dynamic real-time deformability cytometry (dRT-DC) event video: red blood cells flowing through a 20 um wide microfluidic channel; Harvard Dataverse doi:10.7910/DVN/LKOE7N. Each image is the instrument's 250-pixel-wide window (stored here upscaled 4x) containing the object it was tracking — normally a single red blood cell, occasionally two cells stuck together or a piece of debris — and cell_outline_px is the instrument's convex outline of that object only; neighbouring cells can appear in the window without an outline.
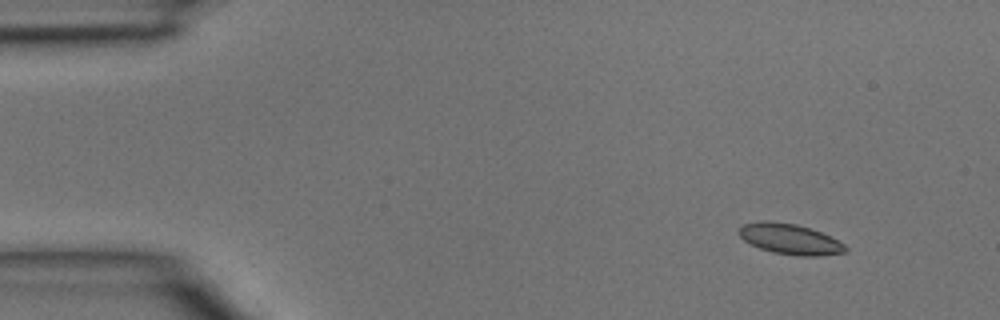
{"species": "common noctule bat (a hibernating species)", "species_latin": "Nyctalus noctula", "temperature_condition": "room temperature", "stored_images_in_passage": 5, "segment_of_instrument_passage": [2, 2], "camera_frame_rate_fps": 3000, "um_per_image_px": 0.085, "animal": {"sex": "male", "body_mass_g": 15.6}, "frame": {"image": 1, "passage_image": 5, "time_ms": 1.333, "image_size_px": [1000, 320], "cell_outline_px": [[848, 252], [820, 256], [800, 256], [772, 252], [760, 248], [744, 240], [736, 232], [744, 224], [760, 220], [768, 220], [796, 224], [820, 232], [844, 244], [848, 248]], "centroid_in_image_um": [67.13, 20.32], "position_along_channel_um": 17.9, "area_um2": 18.9}}